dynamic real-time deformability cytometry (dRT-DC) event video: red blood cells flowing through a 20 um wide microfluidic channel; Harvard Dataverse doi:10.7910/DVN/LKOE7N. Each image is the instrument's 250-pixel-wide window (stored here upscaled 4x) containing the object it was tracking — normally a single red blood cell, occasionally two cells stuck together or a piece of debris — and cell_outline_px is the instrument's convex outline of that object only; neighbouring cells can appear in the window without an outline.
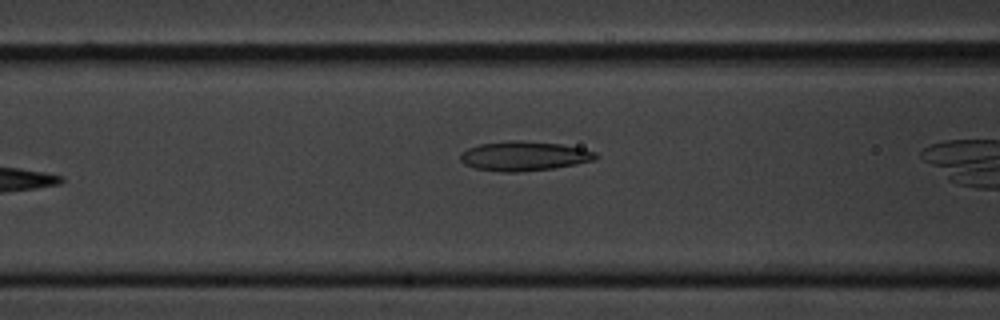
{"species": "common noctule bat (a hibernating species)", "species_latin": "Nyctalus noctula", "temperature_condition": "cold", "stored_images_in_passage": 7, "camera_frame_rate_fps": 3000, "um_per_image_px": 0.085, "animal": {"sex": "male", "body_mass_g": 20.1, "forearm_length_mm": 53.5}, "frame": {"image": 1, "passage_image": 5, "time_ms": 1.333, "image_size_px": [1000, 320], "cell_outline_px": [[600, 156], [592, 160], [576, 164], [552, 168], [516, 172], [504, 172], [476, 168], [464, 164], [460, 160], [460, 152], [468, 148], [480, 144], [508, 140], [520, 140], [560, 144], [580, 148], [596, 152]], "centroid_in_image_um": [44.52, 13.25], "position_along_channel_um": 122.1, "area_um2": 23.12}}